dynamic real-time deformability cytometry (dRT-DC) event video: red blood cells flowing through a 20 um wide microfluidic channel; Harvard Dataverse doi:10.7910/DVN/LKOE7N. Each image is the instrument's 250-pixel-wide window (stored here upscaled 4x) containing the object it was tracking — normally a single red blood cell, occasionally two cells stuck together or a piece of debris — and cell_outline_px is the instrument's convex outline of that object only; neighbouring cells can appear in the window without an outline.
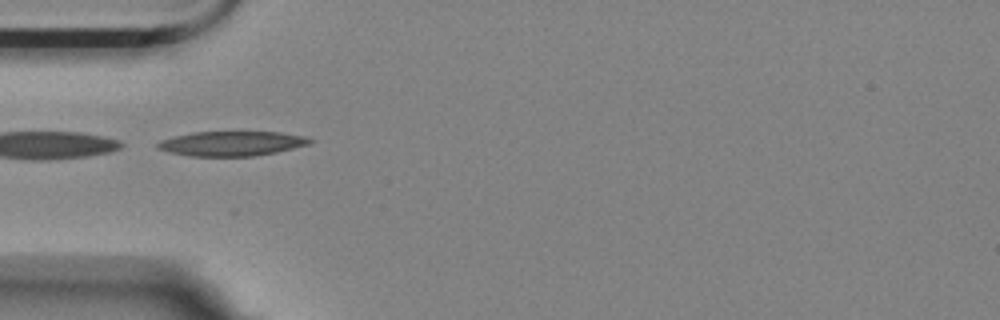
{"species": "Egyptian fruit bat (a non-hibernating species)", "species_latin": "Rousettus aegyptiacus", "temperature_condition": "room temperature", "stored_images_in_passage": 3, "camera_frame_rate_fps": 3000, "um_per_image_px": 0.085, "animal": {"sex": "female"}, "frame": {"image": 1, "passage_image": 2, "time_ms": 1.0, "image_size_px": [1000, 320], "cell_outline_px": [[316, 140], [308, 144], [276, 152], [256, 156], [188, 156], [168, 152], [156, 148], [156, 144], [160, 140], [192, 132], [280, 132], [304, 136]], "centroid_in_image_um": [19.67, 12.2], "position_along_channel_um": 65.3, "area_um2": 21.91}}
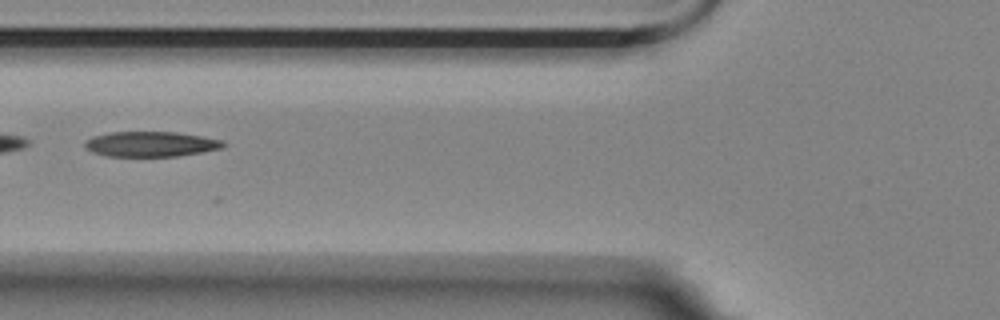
{"frame": {"image": 2, "passage_image": 3, "time_ms": 2.333, "image_size_px": [1000, 320], "cell_outline_px": [[228, 144], [224, 148], [176, 156], [108, 156], [92, 152], [84, 148], [84, 144], [92, 136], [112, 132], [176, 132], [224, 140]], "centroid_in_image_um": [12.84, 12.24], "position_along_channel_um": 113.0, "area_um2": 20.29}}